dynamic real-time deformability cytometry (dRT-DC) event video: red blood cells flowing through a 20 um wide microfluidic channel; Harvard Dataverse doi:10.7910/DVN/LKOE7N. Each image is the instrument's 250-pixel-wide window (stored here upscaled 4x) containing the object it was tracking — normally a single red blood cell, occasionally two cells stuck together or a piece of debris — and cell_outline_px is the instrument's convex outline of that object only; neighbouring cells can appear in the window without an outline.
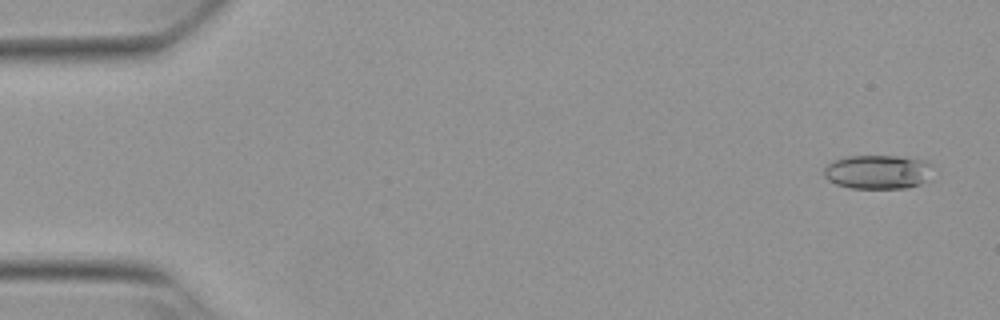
{"species": "Egyptian fruit bat (a non-hibernating species)", "species_latin": "Rousettus aegyptiacus", "temperature_condition": "warm", "stored_images_in_passage": 53, "camera_frame_rate_fps": 3000, "um_per_image_px": 0.085, "animal": {"sex": "female"}, "frame": {"image": 1, "passage_image": 2, "time_ms": 0.333, "image_size_px": [1000, 320], "cell_outline_px": [[932, 164], [928, 180], [920, 184], [908, 188], [852, 188], [836, 184], [828, 180], [824, 176], [824, 168], [832, 160], [848, 156], [916, 156], [928, 160]], "centroid_in_image_um": [74.66, 14.59], "position_along_channel_um": 10.3, "area_um2": 22.08}}
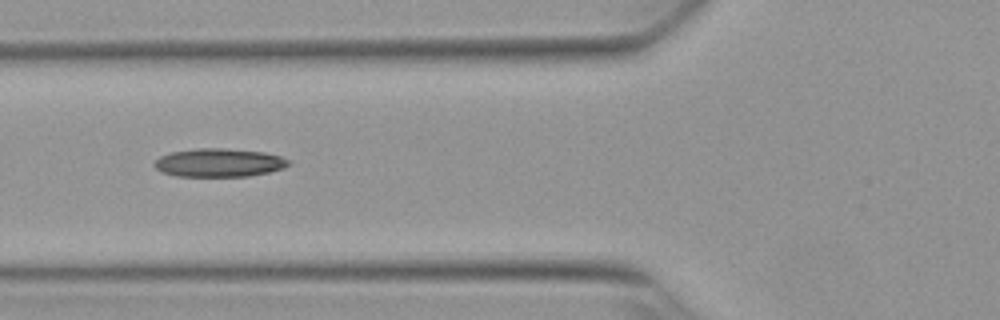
{"frame": {"image": 2, "passage_image": 20, "time_ms": 6.333, "image_size_px": [1000, 320], "cell_outline_px": [[292, 160], [284, 168], [268, 172], [248, 176], [176, 176], [164, 172], [156, 168], [152, 164], [160, 156], [172, 152], [196, 148], [224, 148], [264, 152], [280, 156]], "centroid_in_image_um": [18.63, 13.82], "position_along_channel_um": 107.2, "area_um2": 22.14}}
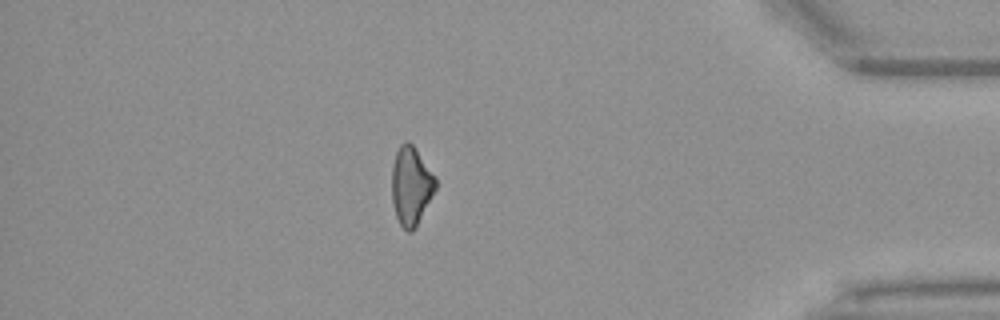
{"frame": {"image": 3, "passage_image": 46, "time_ms": 15.0, "image_size_px": [1000, 320], "cell_outline_px": [[436, 188], [416, 228], [412, 232], [408, 232], [400, 224], [396, 216], [392, 200], [392, 164], [396, 152], [400, 144], [408, 140], [412, 144], [436, 176]], "centroid_in_image_um": [34.94, 15.79], "position_along_channel_um": 400.3, "area_um2": 20.06}, "authors_computed_cell_mechanics": {"area_um2": 21.1548, "velocity_mm_per_s": 3.8287, "shape_relaxation_time_tau1_ms": null, "shape_relaxation_time_tau2_ms": 5.0656, "deformation_change_tau1": null, "deformation_change_tau2": 0.1602}}